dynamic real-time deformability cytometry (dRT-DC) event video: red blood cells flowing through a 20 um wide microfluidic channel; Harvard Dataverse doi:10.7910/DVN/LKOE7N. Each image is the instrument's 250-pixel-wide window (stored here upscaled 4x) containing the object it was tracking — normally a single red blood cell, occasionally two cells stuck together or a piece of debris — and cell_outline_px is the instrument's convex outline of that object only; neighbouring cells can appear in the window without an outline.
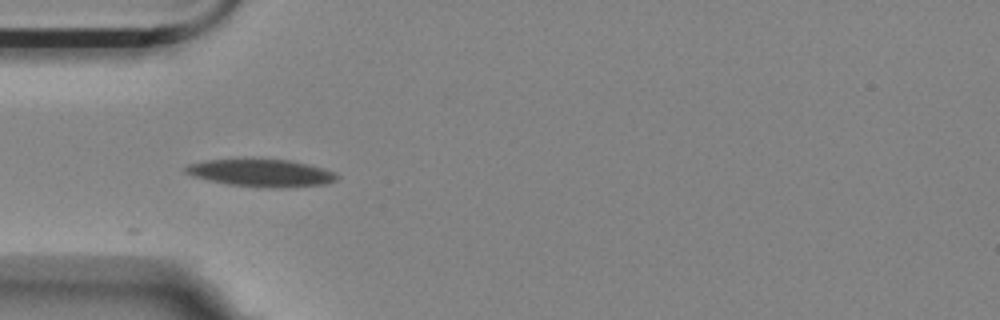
{"species": "Egyptian fruit bat (a non-hibernating species)", "species_latin": "Rousettus aegyptiacus", "temperature_condition": "room temperature", "stored_images_in_passage": 36, "camera_frame_rate_fps": 3000, "um_per_image_px": 0.085, "animal": {"sex": "female"}, "frame": {"image": 1, "passage_image": 1, "time_ms": 0.0, "image_size_px": [1000, 320], "cell_outline_px": [[340, 176], [336, 180], [324, 184], [276, 188], [260, 188], [228, 184], [208, 180], [192, 176], [184, 172], [184, 164], [208, 160], [252, 156], [288, 160], [336, 172]], "centroid_in_image_um": [22.1, 14.66], "position_along_channel_um": 62.9, "area_um2": 25.09}}
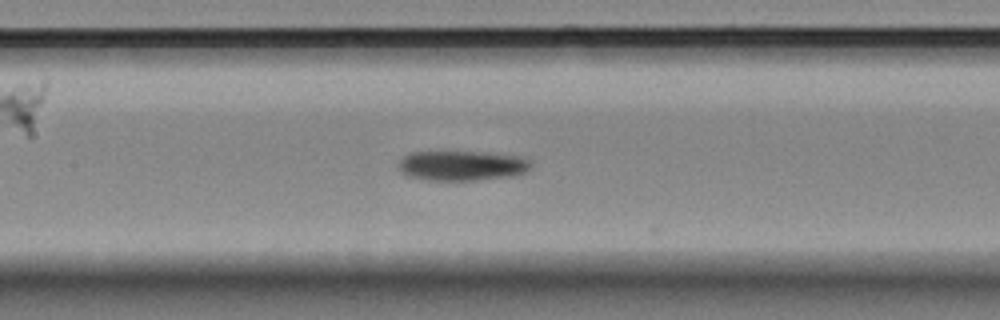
{"frame": {"image": 2, "passage_image": 10, "time_ms": 3.0, "image_size_px": [1000, 320], "cell_outline_px": [[532, 168], [524, 172], [512, 176], [476, 180], [428, 180], [408, 176], [400, 172], [400, 160], [404, 156], [412, 152], [488, 152], [520, 156], [528, 160], [532, 164]], "centroid_in_image_um": [39.3, 14.08], "position_along_channel_um": 168.1, "area_um2": 23.06}}
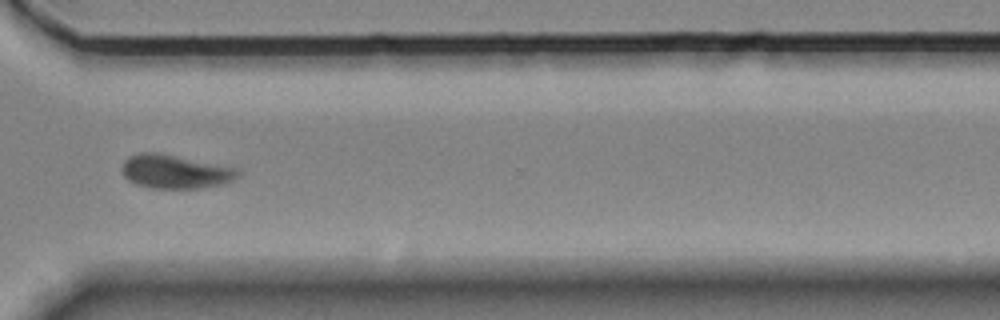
{"frame": {"image": 3, "passage_image": 26, "time_ms": 8.333, "image_size_px": [1000, 320], "cell_outline_px": [[240, 176], [236, 180], [224, 184], [200, 188], [152, 188], [136, 184], [128, 180], [124, 176], [120, 168], [124, 160], [128, 156], [140, 152], [156, 152], [240, 168]], "centroid_in_image_um": [14.92, 14.58], "position_along_channel_um": 355.7, "area_um2": 23.18}, "authors_computed_cell_mechanics": {"area_um2": 23.1489, "velocity_mm_per_s": 3.5126, "shape_relaxation_time_tau1_ms": null, "shape_relaxation_time_tau2_ms": 10.1669, "deformation_change_tau1": null, "deformation_change_tau2": 0.1472}}